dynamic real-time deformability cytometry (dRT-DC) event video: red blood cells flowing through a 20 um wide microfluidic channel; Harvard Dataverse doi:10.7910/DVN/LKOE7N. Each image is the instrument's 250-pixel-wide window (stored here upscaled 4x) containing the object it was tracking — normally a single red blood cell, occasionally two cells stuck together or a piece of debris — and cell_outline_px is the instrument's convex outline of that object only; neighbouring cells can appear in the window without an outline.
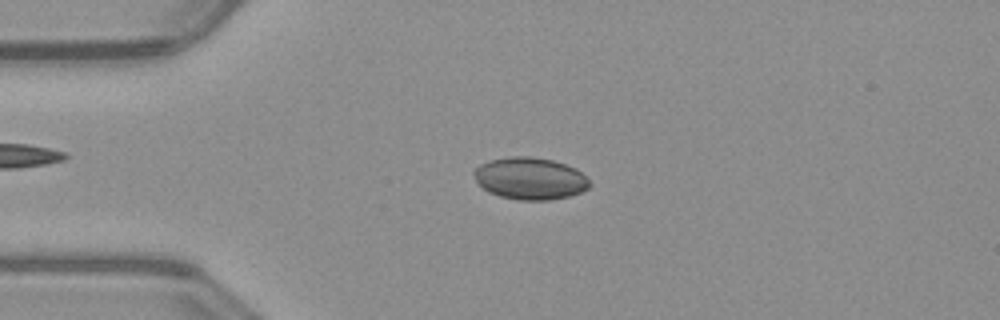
{"species": "common noctule bat (a hibernating species)", "species_latin": "Nyctalus noctula", "temperature_condition": "warm", "stored_images_in_passage": 51, "camera_frame_rate_fps": 3000, "um_per_image_px": 0.085, "animal": {"sex": "male", "body_mass_g": 23.1, "forearm_length_mm": 52.7}, "frame": {"image": 1, "passage_image": 12, "time_ms": 3.667, "image_size_px": [1000, 320], "cell_outline_px": [[592, 184], [588, 188], [580, 192], [568, 196], [548, 200], [516, 200], [500, 196], [488, 192], [476, 184], [472, 172], [472, 168], [488, 160], [512, 156], [532, 156], [552, 160], [576, 168]], "centroid_in_image_um": [44.98, 15.16], "position_along_channel_um": 40.0, "area_um2": 28.67}}
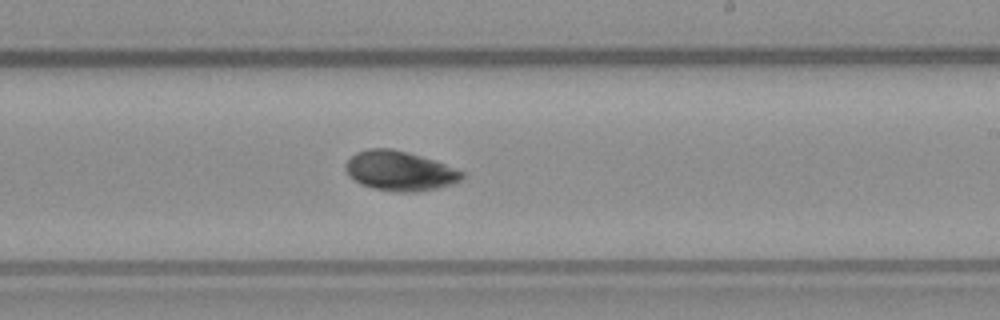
{"frame": {"image": 2, "passage_image": 30, "time_ms": 9.667, "image_size_px": [1000, 320], "cell_outline_px": [[464, 176], [460, 180], [452, 184], [436, 188], [416, 192], [392, 192], [372, 188], [360, 184], [348, 176], [344, 168], [344, 164], [356, 152], [368, 148], [392, 148], [408, 152], [436, 160], [464, 172]], "centroid_in_image_um": [33.95, 14.52], "position_along_channel_um": 255.1, "area_um2": 27.22}}
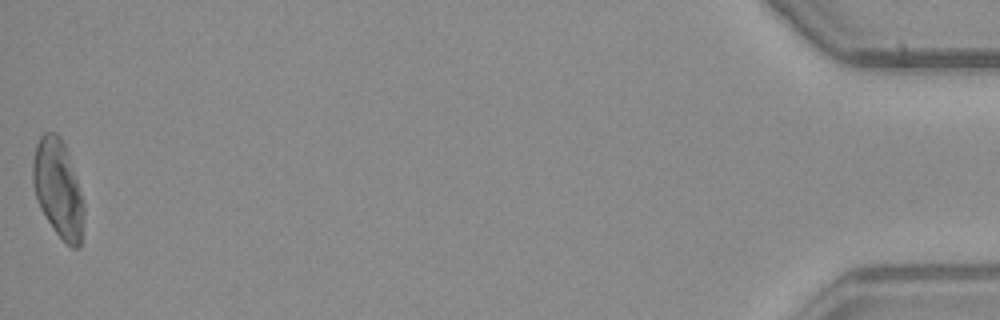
{"frame": {"image": 3, "passage_image": 51, "time_ms": 16.667, "image_size_px": [1000, 320], "cell_outline_px": [[84, 220], [80, 248], [72, 248], [56, 232], [40, 208], [36, 200], [32, 184], [32, 164], [36, 144], [40, 136], [44, 132], [56, 132], [60, 136], [68, 152], [84, 204]], "centroid_in_image_um": [4.93, 16.02], "position_along_channel_um": 430.3, "area_um2": 29.13}, "authors_computed_cell_mechanics": {"area_um2": 26.877, "velocity_mm_per_s": 4.0089, "shape_relaxation_time_tau1_ms": 2.9664, "shape_relaxation_time_tau2_ms": 7.3929, "deformation_change_tau1": 0.061, "deformation_change_tau2": 0.0704}}